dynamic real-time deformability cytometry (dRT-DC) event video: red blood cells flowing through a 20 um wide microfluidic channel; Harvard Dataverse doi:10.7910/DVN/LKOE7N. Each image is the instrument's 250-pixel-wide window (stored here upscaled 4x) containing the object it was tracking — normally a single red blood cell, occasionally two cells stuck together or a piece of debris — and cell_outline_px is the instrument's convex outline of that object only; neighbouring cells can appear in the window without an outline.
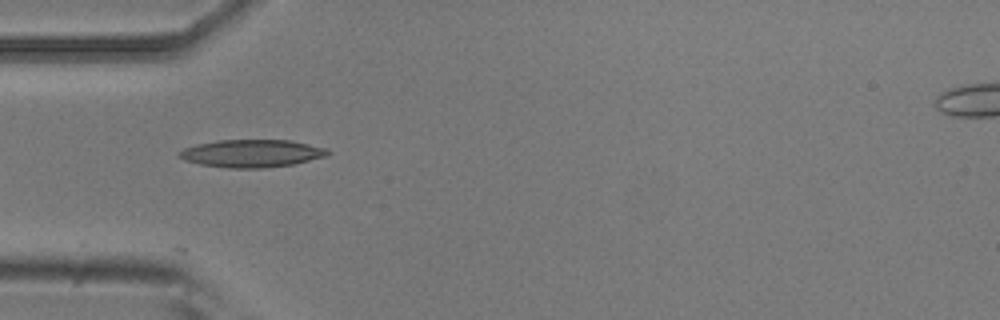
{"species": "common noctule bat (a hibernating species)", "species_latin": "Nyctalus noctula", "temperature_condition": "room temperature", "stored_images_in_passage": 2, "camera_frame_rate_fps": 3000, "um_per_image_px": 0.085, "animal": {"sex": "male", "body_mass_g": 20.5, "forearm_length_mm": 52.5}, "frame": {"image": 1, "passage_image": 1, "time_ms": 0.0, "image_size_px": [1000, 320], "cell_outline_px": [[332, 152], [328, 156], [292, 164], [264, 168], [228, 168], [200, 164], [184, 160], [176, 156], [176, 152], [184, 148], [196, 144], [216, 140], [292, 140], [328, 148]], "centroid_in_image_um": [21.4, 13.03], "position_along_channel_um": 63.6, "area_um2": 24.28}}
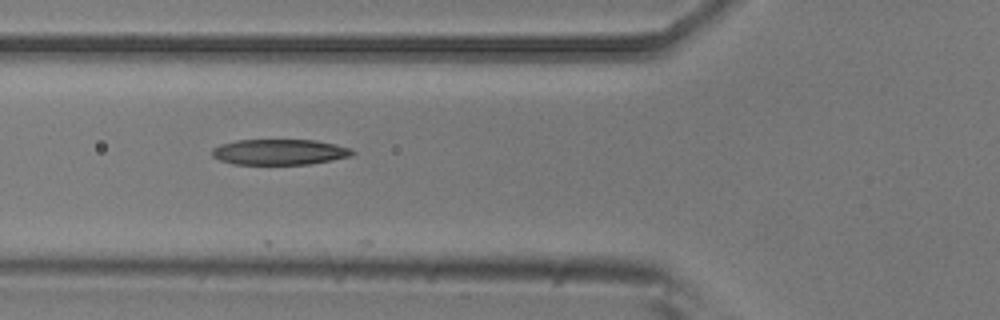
{"frame": {"image": 2, "passage_image": 2, "time_ms": 0.333, "image_size_px": [1000, 320], "cell_outline_px": [[356, 152], [352, 156], [332, 160], [308, 164], [232, 164], [220, 160], [212, 156], [212, 148], [220, 144], [236, 140], [316, 140], [336, 144], [348, 148]], "centroid_in_image_um": [23.75, 12.92], "position_along_channel_um": 102.1, "area_um2": 20.98}}